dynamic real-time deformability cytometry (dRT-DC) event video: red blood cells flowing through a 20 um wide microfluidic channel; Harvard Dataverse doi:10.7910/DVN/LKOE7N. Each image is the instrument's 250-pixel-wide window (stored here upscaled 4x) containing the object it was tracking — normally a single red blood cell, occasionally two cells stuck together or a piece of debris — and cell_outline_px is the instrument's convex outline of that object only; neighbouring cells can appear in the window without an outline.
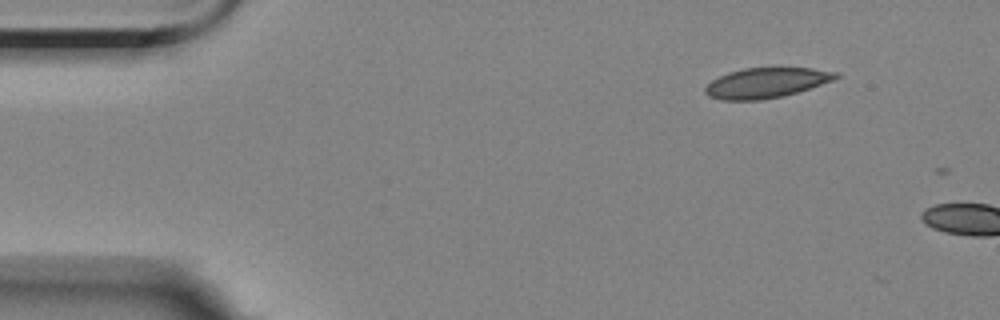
{"species": "Egyptian fruit bat (a non-hibernating species)", "species_latin": "Rousettus aegyptiacus", "temperature_condition": "room temperature", "stored_images_in_passage": 2, "camera_frame_rate_fps": 3000, "um_per_image_px": 0.085, "animal": {"sex": "female"}, "frame": {"image": 1, "passage_image": 1, "time_ms": 0.0, "image_size_px": [1000, 320], "cell_outline_px": [[840, 76], [832, 80], [784, 96], [760, 100], [720, 100], [708, 96], [704, 92], [704, 88], [712, 80], [728, 72], [744, 68], [776, 64], [812, 68], [840, 72]], "centroid_in_image_um": [65.14, 6.98], "position_along_channel_um": 19.9, "area_um2": 23.81}}